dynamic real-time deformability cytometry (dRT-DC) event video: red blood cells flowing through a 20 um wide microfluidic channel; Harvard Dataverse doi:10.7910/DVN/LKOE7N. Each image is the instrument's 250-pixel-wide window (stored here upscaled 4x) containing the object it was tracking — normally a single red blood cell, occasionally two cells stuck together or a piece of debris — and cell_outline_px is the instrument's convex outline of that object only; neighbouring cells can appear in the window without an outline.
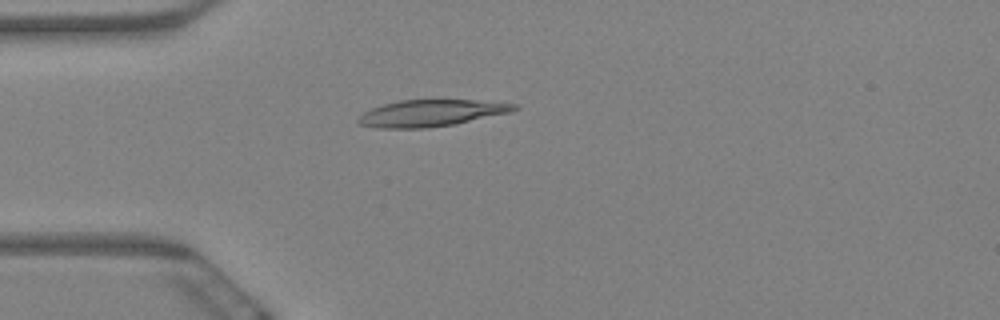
{"species": "Egyptian fruit bat (a non-hibernating species)", "species_latin": "Rousettus aegyptiacus", "temperature_condition": "warm", "stored_images_in_passage": 3, "camera_frame_rate_fps": 3000, "um_per_image_px": 0.085, "animal": {"sex": "female"}, "frame": {"image": 1, "passage_image": 2, "time_ms": 0.333, "image_size_px": [1000, 320], "cell_outline_px": [[520, 108], [512, 112], [452, 124], [428, 128], [376, 128], [356, 124], [356, 120], [364, 112], [372, 108], [384, 104], [400, 100], [476, 100], [520, 104]], "centroid_in_image_um": [36.65, 9.61], "position_along_channel_um": 48.3, "area_um2": 24.28}}